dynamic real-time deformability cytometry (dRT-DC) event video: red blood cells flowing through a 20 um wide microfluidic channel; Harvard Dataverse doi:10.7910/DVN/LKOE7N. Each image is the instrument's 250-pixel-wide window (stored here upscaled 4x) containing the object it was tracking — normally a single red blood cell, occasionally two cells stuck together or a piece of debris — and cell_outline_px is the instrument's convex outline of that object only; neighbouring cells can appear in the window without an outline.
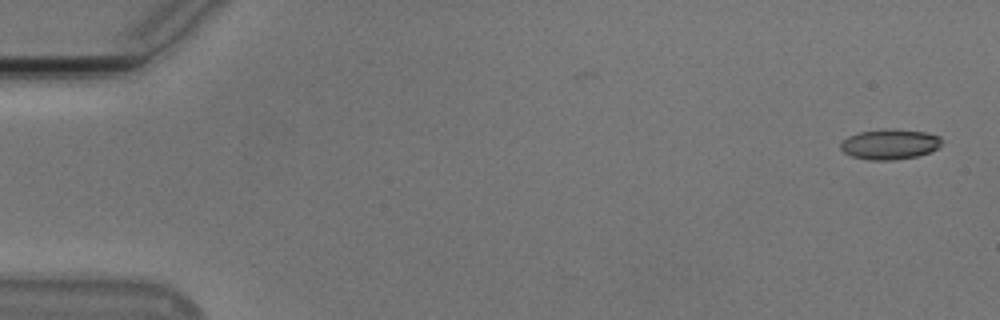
{"species": "Egyptian fruit bat (a non-hibernating species)", "species_latin": "Rousettus aegyptiacus", "temperature_condition": "cold", "stored_images_in_passage": 53, "camera_frame_rate_fps": 3000, "um_per_image_px": 0.085, "animal": {"sex": "male"}, "frame": {"image": 1, "passage_image": 1, "time_ms": 0.0, "image_size_px": [1000, 320], "cell_outline_px": [[940, 144], [936, 148], [928, 152], [916, 156], [892, 160], [868, 160], [852, 156], [844, 152], [840, 148], [840, 144], [848, 136], [860, 132], [892, 128], [924, 132], [940, 136]], "centroid_in_image_um": [75.6, 12.26], "position_along_channel_um": 9.4, "area_um2": 17.57}}
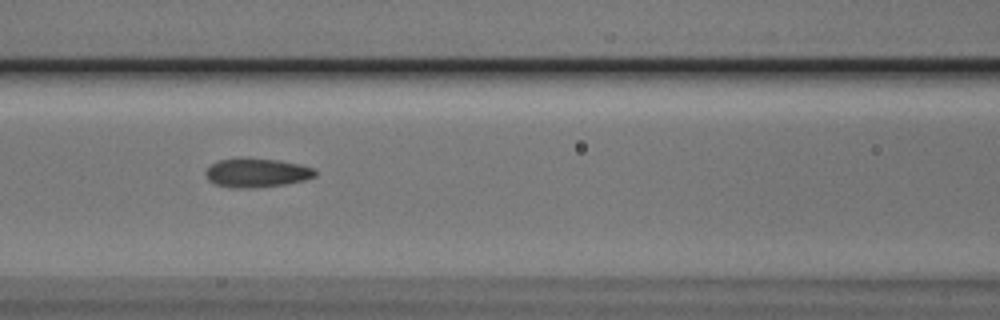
{"frame": {"image": 2, "passage_image": 23, "time_ms": 7.333, "image_size_px": [1000, 320], "cell_outline_px": [[316, 176], [304, 180], [284, 184], [256, 188], [232, 188], [216, 184], [208, 180], [204, 172], [212, 164], [220, 160], [240, 156], [280, 160], [300, 164], [316, 168]], "centroid_in_image_um": [21.83, 14.66], "position_along_channel_um": 144.8, "area_um2": 18.9}}
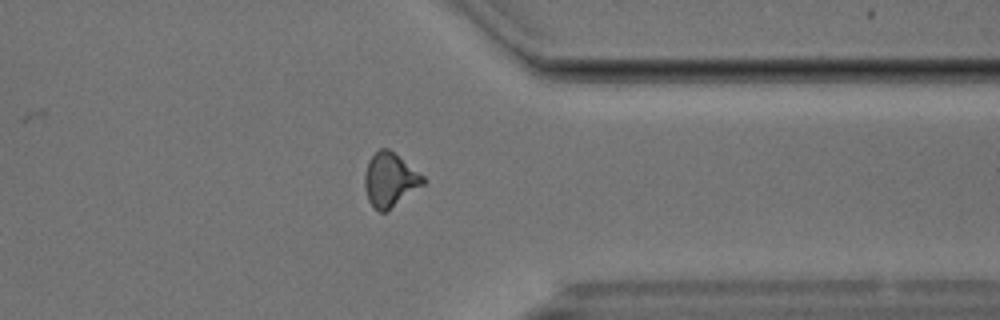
{"frame": {"image": 3, "passage_image": 42, "time_ms": 13.667, "image_size_px": [1000, 320], "cell_outline_px": [[424, 184], [388, 212], [380, 212], [368, 200], [364, 184], [364, 176], [368, 164], [372, 156], [380, 148], [388, 148], [424, 176]], "centroid_in_image_um": [33.15, 15.31], "position_along_channel_um": 378.2, "area_um2": 18.15}, "authors_computed_cell_mechanics": {"area_um2": 17.8024, "velocity_mm_per_s": 3.7745, "shape_relaxation_time_tau1_ms": 4.3144, "shape_relaxation_time_tau2_ms": 2.1642, "deformation_change_tau1": 0.1006, "deformation_change_tau2": 0.0765}}